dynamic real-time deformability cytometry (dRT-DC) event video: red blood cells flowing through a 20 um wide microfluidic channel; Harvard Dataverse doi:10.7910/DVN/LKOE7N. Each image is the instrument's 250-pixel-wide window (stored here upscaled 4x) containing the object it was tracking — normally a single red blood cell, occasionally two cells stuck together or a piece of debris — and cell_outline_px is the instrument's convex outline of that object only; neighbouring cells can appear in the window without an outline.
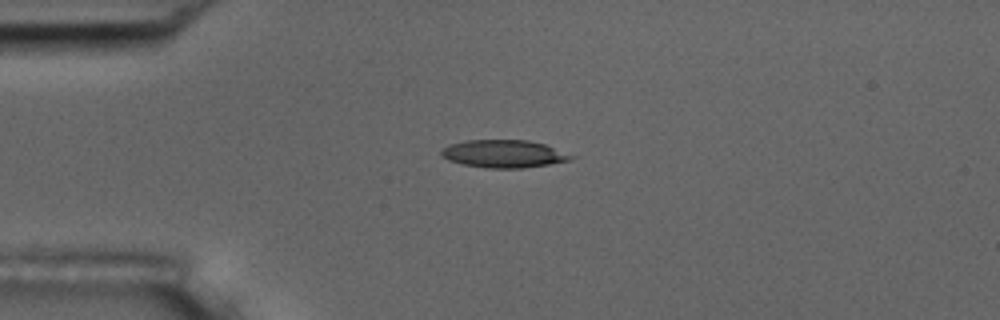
{"species": "common noctule bat (a hibernating species)", "species_latin": "Nyctalus noctula", "temperature_condition": "room temperature", "stored_images_in_passage": 6, "camera_frame_rate_fps": 3000, "um_per_image_px": 0.085, "animal": {"sex": "male", "body_mass_g": 17.5, "forearm_length_mm": 52.3}, "frame": {"image": 1, "passage_image": 4, "time_ms": 3.333, "image_size_px": [1000, 320], "cell_outline_px": [[576, 156], [568, 160], [548, 164], [524, 168], [488, 168], [460, 164], [448, 160], [440, 156], [440, 152], [448, 144], [468, 140], [528, 140], [544, 144]], "centroid_in_image_um": [42.77, 13.07], "position_along_channel_um": 42.2, "area_um2": 20.92}}